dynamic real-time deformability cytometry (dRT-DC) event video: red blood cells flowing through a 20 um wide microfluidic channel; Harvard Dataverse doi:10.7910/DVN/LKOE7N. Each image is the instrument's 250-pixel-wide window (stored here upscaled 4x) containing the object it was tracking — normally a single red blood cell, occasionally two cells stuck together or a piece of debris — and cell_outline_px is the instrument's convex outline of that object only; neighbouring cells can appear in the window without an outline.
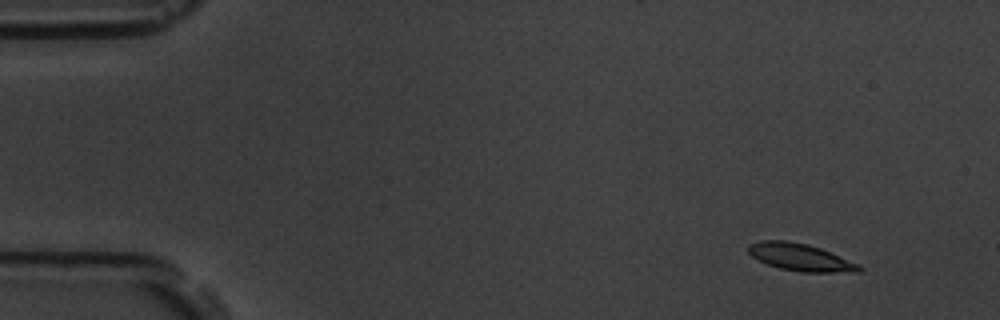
{"species": "common noctule bat (a hibernating species)", "species_latin": "Nyctalus noctula", "temperature_condition": "room temperature", "stored_images_in_passage": 4, "camera_frame_rate_fps": 3000, "um_per_image_px": 0.085, "animal": {"sex": "male", "body_mass_g": 19.5, "forearm_length_mm": 54.6}, "frame": {"image": 1, "passage_image": 1, "time_ms": 0.0, "image_size_px": [1000, 320], "cell_outline_px": [[864, 268], [860, 272], [800, 272], [780, 268], [768, 264], [752, 256], [748, 252], [748, 244], [760, 240], [788, 240], [808, 244], [820, 248], [860, 264]], "centroid_in_image_um": [68.05, 21.86], "position_along_channel_um": 16.9, "area_um2": 17.69}}
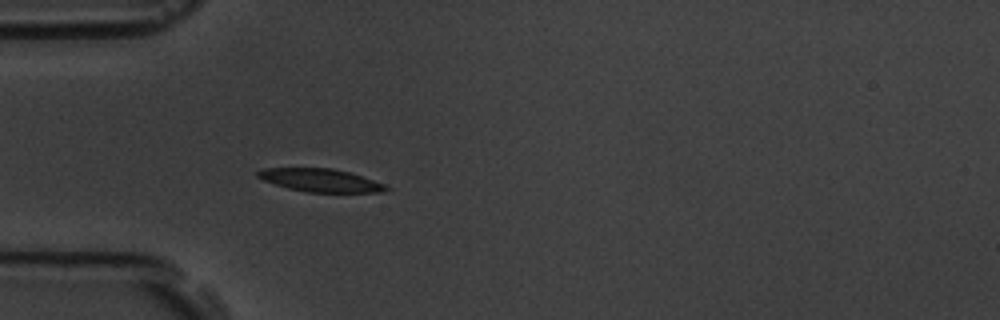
{"frame": {"image": 2, "passage_image": 4, "time_ms": 4.0, "image_size_px": [1000, 320], "cell_outline_px": [[392, 188], [380, 192], [308, 192], [288, 188], [264, 180], [256, 176], [256, 172], [260, 168], [332, 168], [348, 172], [384, 184]], "centroid_in_image_um": [27.2, 15.32], "position_along_channel_um": 57.8, "area_um2": 16.99}}